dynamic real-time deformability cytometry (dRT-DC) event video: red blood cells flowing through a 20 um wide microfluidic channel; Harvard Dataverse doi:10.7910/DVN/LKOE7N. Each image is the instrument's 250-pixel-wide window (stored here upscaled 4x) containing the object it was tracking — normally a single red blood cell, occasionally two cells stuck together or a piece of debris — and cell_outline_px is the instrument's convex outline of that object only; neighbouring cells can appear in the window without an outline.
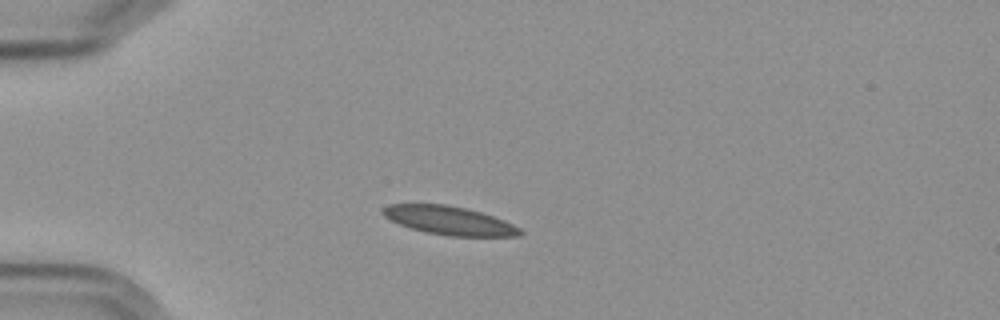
{"species": "Egyptian fruit bat (a non-hibernating species)", "species_latin": "Rousettus aegyptiacus", "temperature_condition": "cold", "stored_images_in_passage": 4, "camera_frame_rate_fps": 3000, "um_per_image_px": 0.085, "frame": {"image": 1, "passage_image": 1, "time_ms": 0.0, "image_size_px": [1000, 320], "cell_outline_px": [[524, 232], [520, 236], [448, 236], [424, 232], [400, 224], [384, 216], [384, 208], [388, 204], [444, 204], [464, 208], [480, 212], [504, 220], [520, 228]], "centroid_in_image_um": [38.22, 18.75], "position_along_channel_um": 46.8, "area_um2": 22.54}}
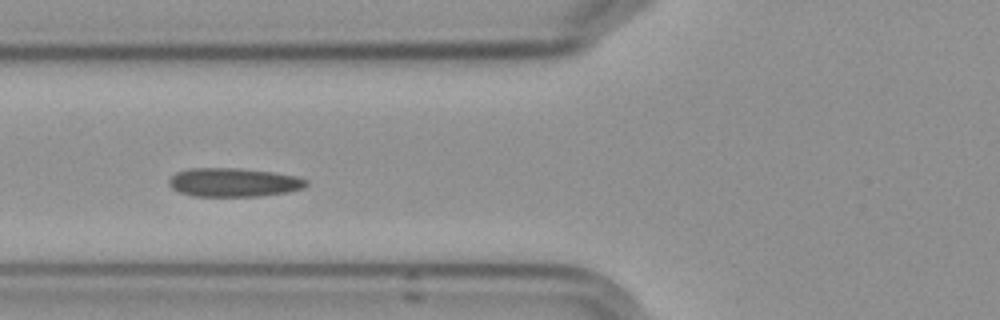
{"frame": {"image": 2, "passage_image": 3, "time_ms": 2.333, "image_size_px": [1000, 320], "cell_outline_px": [[308, 184], [304, 188], [288, 192], [260, 196], [192, 196], [180, 192], [172, 188], [168, 184], [168, 180], [176, 172], [192, 168], [240, 168], [272, 172], [296, 176], [308, 180]], "centroid_in_image_um": [19.87, 15.5], "position_along_channel_um": 105.9, "area_um2": 23.06}}